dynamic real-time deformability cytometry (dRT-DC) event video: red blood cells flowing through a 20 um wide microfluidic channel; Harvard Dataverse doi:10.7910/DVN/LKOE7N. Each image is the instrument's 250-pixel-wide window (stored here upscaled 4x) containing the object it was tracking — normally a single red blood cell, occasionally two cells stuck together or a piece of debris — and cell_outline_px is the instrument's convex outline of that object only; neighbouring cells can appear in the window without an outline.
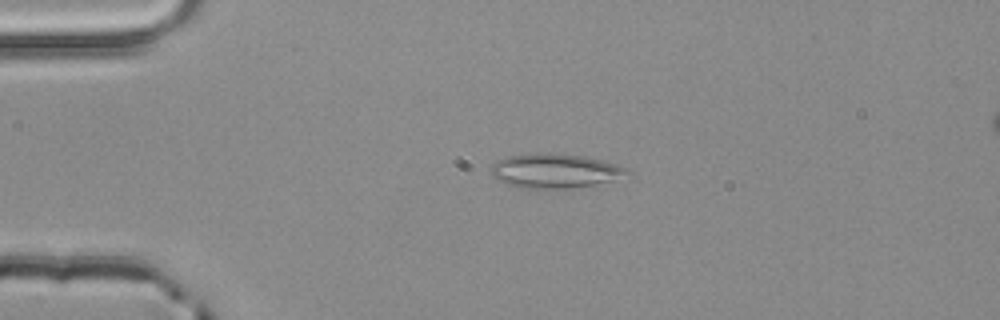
{"species": "common noctule bat (a hibernating species)", "species_latin": "Nyctalus noctula", "temperature_condition": "room temperature", "stored_images_in_passage": 53, "camera_frame_rate_fps": 3000, "um_per_image_px": 0.085, "animal": {"sex": "male", "body_mass_g": 20.4}, "frame": {"image": 1, "passage_image": 12, "time_ms": 3.667, "image_size_px": [1000, 320], "cell_outline_px": [[632, 172], [604, 188], [520, 188], [496, 180], [492, 176], [492, 164], [504, 156], [532, 152], [544, 152], [584, 156], [620, 164]], "centroid_in_image_um": [47.3, 14.55], "position_along_channel_um": 37.7, "area_um2": 28.67}}
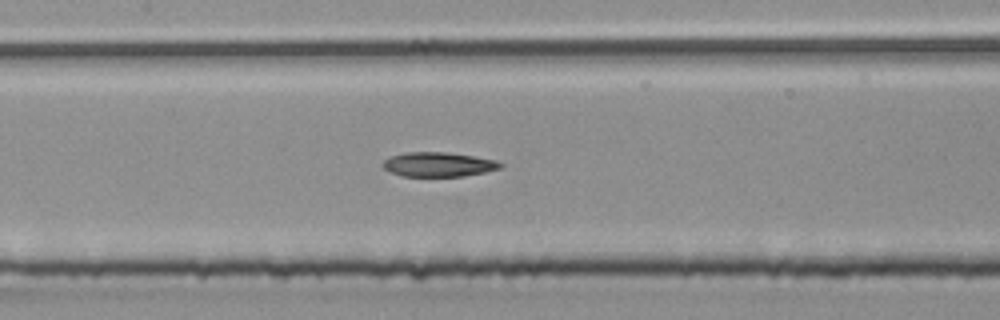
{"frame": {"image": 2, "passage_image": 25, "time_ms": 8.0, "image_size_px": [1000, 320], "cell_outline_px": [[504, 164], [500, 168], [484, 172], [464, 176], [400, 176], [388, 172], [380, 164], [384, 160], [392, 156], [404, 152], [444, 152], [472, 156], [496, 160]], "centroid_in_image_um": [37.22, 13.98], "position_along_channel_um": 170.2, "area_um2": 16.76}}
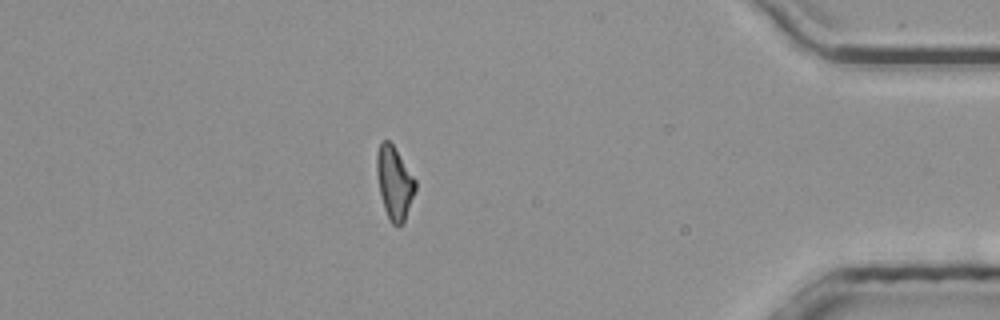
{"frame": {"image": 3, "passage_image": 46, "time_ms": 15.0, "image_size_px": [1000, 320], "cell_outline_px": [[416, 188], [404, 224], [396, 228], [388, 220], [380, 196], [376, 172], [376, 152], [380, 140], [388, 140], [392, 144], [416, 180]], "centroid_in_image_um": [33.5, 15.58], "position_along_channel_um": 401.7, "area_um2": 16.7}}